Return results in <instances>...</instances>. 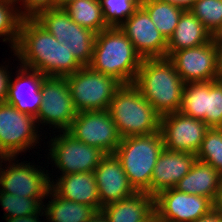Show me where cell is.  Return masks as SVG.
<instances>
[{
    "instance_id": "1",
    "label": "cell",
    "mask_w": 222,
    "mask_h": 222,
    "mask_svg": "<svg viewBox=\"0 0 222 222\" xmlns=\"http://www.w3.org/2000/svg\"><path fill=\"white\" fill-rule=\"evenodd\" d=\"M14 54L21 66L45 76L66 77L83 67L72 52L34 18L22 19Z\"/></svg>"
},
{
    "instance_id": "2",
    "label": "cell",
    "mask_w": 222,
    "mask_h": 222,
    "mask_svg": "<svg viewBox=\"0 0 222 222\" xmlns=\"http://www.w3.org/2000/svg\"><path fill=\"white\" fill-rule=\"evenodd\" d=\"M133 84L160 116L180 111L185 82L167 57L143 59Z\"/></svg>"
},
{
    "instance_id": "3",
    "label": "cell",
    "mask_w": 222,
    "mask_h": 222,
    "mask_svg": "<svg viewBox=\"0 0 222 222\" xmlns=\"http://www.w3.org/2000/svg\"><path fill=\"white\" fill-rule=\"evenodd\" d=\"M142 60L121 29L110 27L96 34L89 67L121 84H130L134 83Z\"/></svg>"
},
{
    "instance_id": "4",
    "label": "cell",
    "mask_w": 222,
    "mask_h": 222,
    "mask_svg": "<svg viewBox=\"0 0 222 222\" xmlns=\"http://www.w3.org/2000/svg\"><path fill=\"white\" fill-rule=\"evenodd\" d=\"M108 111L121 138L159 131L161 116L133 83L117 89Z\"/></svg>"
},
{
    "instance_id": "5",
    "label": "cell",
    "mask_w": 222,
    "mask_h": 222,
    "mask_svg": "<svg viewBox=\"0 0 222 222\" xmlns=\"http://www.w3.org/2000/svg\"><path fill=\"white\" fill-rule=\"evenodd\" d=\"M164 149L160 131L121 138L115 151L130 185L136 192L150 194V183L157 159Z\"/></svg>"
},
{
    "instance_id": "6",
    "label": "cell",
    "mask_w": 222,
    "mask_h": 222,
    "mask_svg": "<svg viewBox=\"0 0 222 222\" xmlns=\"http://www.w3.org/2000/svg\"><path fill=\"white\" fill-rule=\"evenodd\" d=\"M66 79L77 112L108 110L115 92L122 85L89 66H83Z\"/></svg>"
},
{
    "instance_id": "7",
    "label": "cell",
    "mask_w": 222,
    "mask_h": 222,
    "mask_svg": "<svg viewBox=\"0 0 222 222\" xmlns=\"http://www.w3.org/2000/svg\"><path fill=\"white\" fill-rule=\"evenodd\" d=\"M34 19L64 44L82 66H89L96 33L74 22L63 8L39 12Z\"/></svg>"
},
{
    "instance_id": "8",
    "label": "cell",
    "mask_w": 222,
    "mask_h": 222,
    "mask_svg": "<svg viewBox=\"0 0 222 222\" xmlns=\"http://www.w3.org/2000/svg\"><path fill=\"white\" fill-rule=\"evenodd\" d=\"M36 122L33 115L20 112L7 102L0 103V152L5 157H15L36 146Z\"/></svg>"
},
{
    "instance_id": "9",
    "label": "cell",
    "mask_w": 222,
    "mask_h": 222,
    "mask_svg": "<svg viewBox=\"0 0 222 222\" xmlns=\"http://www.w3.org/2000/svg\"><path fill=\"white\" fill-rule=\"evenodd\" d=\"M42 104L36 117L37 123L54 125L68 131L77 111L73 105L66 77L45 76L41 84Z\"/></svg>"
},
{
    "instance_id": "10",
    "label": "cell",
    "mask_w": 222,
    "mask_h": 222,
    "mask_svg": "<svg viewBox=\"0 0 222 222\" xmlns=\"http://www.w3.org/2000/svg\"><path fill=\"white\" fill-rule=\"evenodd\" d=\"M50 141L49 155L62 175L93 172L106 155L99 148L77 140L68 131Z\"/></svg>"
},
{
    "instance_id": "11",
    "label": "cell",
    "mask_w": 222,
    "mask_h": 222,
    "mask_svg": "<svg viewBox=\"0 0 222 222\" xmlns=\"http://www.w3.org/2000/svg\"><path fill=\"white\" fill-rule=\"evenodd\" d=\"M68 132L81 142L114 154L120 144L116 124L108 110L77 112Z\"/></svg>"
},
{
    "instance_id": "12",
    "label": "cell",
    "mask_w": 222,
    "mask_h": 222,
    "mask_svg": "<svg viewBox=\"0 0 222 222\" xmlns=\"http://www.w3.org/2000/svg\"><path fill=\"white\" fill-rule=\"evenodd\" d=\"M210 127L203 121L184 115L181 111L160 117L159 131L164 148L196 155Z\"/></svg>"
},
{
    "instance_id": "13",
    "label": "cell",
    "mask_w": 222,
    "mask_h": 222,
    "mask_svg": "<svg viewBox=\"0 0 222 222\" xmlns=\"http://www.w3.org/2000/svg\"><path fill=\"white\" fill-rule=\"evenodd\" d=\"M167 58L185 83L218 80V49L211 40L198 47L174 51Z\"/></svg>"
},
{
    "instance_id": "14",
    "label": "cell",
    "mask_w": 222,
    "mask_h": 222,
    "mask_svg": "<svg viewBox=\"0 0 222 222\" xmlns=\"http://www.w3.org/2000/svg\"><path fill=\"white\" fill-rule=\"evenodd\" d=\"M212 208L214 203L209 198L183 193L174 188L154 196L155 217L162 222H193Z\"/></svg>"
},
{
    "instance_id": "15",
    "label": "cell",
    "mask_w": 222,
    "mask_h": 222,
    "mask_svg": "<svg viewBox=\"0 0 222 222\" xmlns=\"http://www.w3.org/2000/svg\"><path fill=\"white\" fill-rule=\"evenodd\" d=\"M119 28L132 42L142 59L167 57V40L142 6L137 8Z\"/></svg>"
},
{
    "instance_id": "16",
    "label": "cell",
    "mask_w": 222,
    "mask_h": 222,
    "mask_svg": "<svg viewBox=\"0 0 222 222\" xmlns=\"http://www.w3.org/2000/svg\"><path fill=\"white\" fill-rule=\"evenodd\" d=\"M0 166V192L20 195L28 198H44L49 196L51 181L48 173L38 170L30 163H19ZM3 170V171H2Z\"/></svg>"
},
{
    "instance_id": "17",
    "label": "cell",
    "mask_w": 222,
    "mask_h": 222,
    "mask_svg": "<svg viewBox=\"0 0 222 222\" xmlns=\"http://www.w3.org/2000/svg\"><path fill=\"white\" fill-rule=\"evenodd\" d=\"M93 173L102 207L132 196L136 192L115 154H106Z\"/></svg>"
},
{
    "instance_id": "18",
    "label": "cell",
    "mask_w": 222,
    "mask_h": 222,
    "mask_svg": "<svg viewBox=\"0 0 222 222\" xmlns=\"http://www.w3.org/2000/svg\"><path fill=\"white\" fill-rule=\"evenodd\" d=\"M14 82L10 77L7 102L20 112L33 115L39 114L42 104L41 84L45 75L37 70L20 66ZM32 71V73H31ZM28 85V86H26ZM29 88V89H28Z\"/></svg>"
},
{
    "instance_id": "19",
    "label": "cell",
    "mask_w": 222,
    "mask_h": 222,
    "mask_svg": "<svg viewBox=\"0 0 222 222\" xmlns=\"http://www.w3.org/2000/svg\"><path fill=\"white\" fill-rule=\"evenodd\" d=\"M197 157L194 154L171 151L164 148L153 169L150 195L174 188L176 184L191 170Z\"/></svg>"
},
{
    "instance_id": "20",
    "label": "cell",
    "mask_w": 222,
    "mask_h": 222,
    "mask_svg": "<svg viewBox=\"0 0 222 222\" xmlns=\"http://www.w3.org/2000/svg\"><path fill=\"white\" fill-rule=\"evenodd\" d=\"M56 182H51L50 189L59 197L92 206L96 211L102 209L93 172L61 175Z\"/></svg>"
},
{
    "instance_id": "21",
    "label": "cell",
    "mask_w": 222,
    "mask_h": 222,
    "mask_svg": "<svg viewBox=\"0 0 222 222\" xmlns=\"http://www.w3.org/2000/svg\"><path fill=\"white\" fill-rule=\"evenodd\" d=\"M109 222H149L155 216L154 196L135 192L132 196L102 207Z\"/></svg>"
},
{
    "instance_id": "22",
    "label": "cell",
    "mask_w": 222,
    "mask_h": 222,
    "mask_svg": "<svg viewBox=\"0 0 222 222\" xmlns=\"http://www.w3.org/2000/svg\"><path fill=\"white\" fill-rule=\"evenodd\" d=\"M221 174L211 165L196 160L191 170L176 184L177 191L201 195L213 203L218 194Z\"/></svg>"
},
{
    "instance_id": "23",
    "label": "cell",
    "mask_w": 222,
    "mask_h": 222,
    "mask_svg": "<svg viewBox=\"0 0 222 222\" xmlns=\"http://www.w3.org/2000/svg\"><path fill=\"white\" fill-rule=\"evenodd\" d=\"M210 40L211 33L205 26L190 10H184L173 34L167 41V57L174 51L198 47Z\"/></svg>"
},
{
    "instance_id": "24",
    "label": "cell",
    "mask_w": 222,
    "mask_h": 222,
    "mask_svg": "<svg viewBox=\"0 0 222 222\" xmlns=\"http://www.w3.org/2000/svg\"><path fill=\"white\" fill-rule=\"evenodd\" d=\"M50 196L53 199L49 201L44 209L46 218L51 222H87L96 210L89 205L76 203L56 195L51 189Z\"/></svg>"
},
{
    "instance_id": "25",
    "label": "cell",
    "mask_w": 222,
    "mask_h": 222,
    "mask_svg": "<svg viewBox=\"0 0 222 222\" xmlns=\"http://www.w3.org/2000/svg\"><path fill=\"white\" fill-rule=\"evenodd\" d=\"M63 9L74 22L96 34L110 28L104 19L100 0H74Z\"/></svg>"
},
{
    "instance_id": "26",
    "label": "cell",
    "mask_w": 222,
    "mask_h": 222,
    "mask_svg": "<svg viewBox=\"0 0 222 222\" xmlns=\"http://www.w3.org/2000/svg\"><path fill=\"white\" fill-rule=\"evenodd\" d=\"M141 6L148 12L156 28L168 41L184 10L160 0H142Z\"/></svg>"
},
{
    "instance_id": "27",
    "label": "cell",
    "mask_w": 222,
    "mask_h": 222,
    "mask_svg": "<svg viewBox=\"0 0 222 222\" xmlns=\"http://www.w3.org/2000/svg\"><path fill=\"white\" fill-rule=\"evenodd\" d=\"M180 111L205 123L206 82L184 84Z\"/></svg>"
},
{
    "instance_id": "28",
    "label": "cell",
    "mask_w": 222,
    "mask_h": 222,
    "mask_svg": "<svg viewBox=\"0 0 222 222\" xmlns=\"http://www.w3.org/2000/svg\"><path fill=\"white\" fill-rule=\"evenodd\" d=\"M44 198H28L20 195L0 192V202L4 211L5 217H22L41 213L44 210L42 206Z\"/></svg>"
},
{
    "instance_id": "29",
    "label": "cell",
    "mask_w": 222,
    "mask_h": 222,
    "mask_svg": "<svg viewBox=\"0 0 222 222\" xmlns=\"http://www.w3.org/2000/svg\"><path fill=\"white\" fill-rule=\"evenodd\" d=\"M196 157L222 175V128H210L207 131Z\"/></svg>"
},
{
    "instance_id": "30",
    "label": "cell",
    "mask_w": 222,
    "mask_h": 222,
    "mask_svg": "<svg viewBox=\"0 0 222 222\" xmlns=\"http://www.w3.org/2000/svg\"><path fill=\"white\" fill-rule=\"evenodd\" d=\"M16 0H0V37L6 36L3 41H9L12 50L15 49L18 38L19 28L23 19L18 8L14 9ZM17 11V12H16Z\"/></svg>"
},
{
    "instance_id": "31",
    "label": "cell",
    "mask_w": 222,
    "mask_h": 222,
    "mask_svg": "<svg viewBox=\"0 0 222 222\" xmlns=\"http://www.w3.org/2000/svg\"><path fill=\"white\" fill-rule=\"evenodd\" d=\"M142 0H100L109 27H120L141 6Z\"/></svg>"
},
{
    "instance_id": "32",
    "label": "cell",
    "mask_w": 222,
    "mask_h": 222,
    "mask_svg": "<svg viewBox=\"0 0 222 222\" xmlns=\"http://www.w3.org/2000/svg\"><path fill=\"white\" fill-rule=\"evenodd\" d=\"M205 124L210 128H222V81L206 82Z\"/></svg>"
},
{
    "instance_id": "33",
    "label": "cell",
    "mask_w": 222,
    "mask_h": 222,
    "mask_svg": "<svg viewBox=\"0 0 222 222\" xmlns=\"http://www.w3.org/2000/svg\"><path fill=\"white\" fill-rule=\"evenodd\" d=\"M190 11L210 33L222 24V0H196Z\"/></svg>"
},
{
    "instance_id": "34",
    "label": "cell",
    "mask_w": 222,
    "mask_h": 222,
    "mask_svg": "<svg viewBox=\"0 0 222 222\" xmlns=\"http://www.w3.org/2000/svg\"><path fill=\"white\" fill-rule=\"evenodd\" d=\"M18 3L19 1H23V8L26 11H19L23 18H34L39 12L56 8V0H16Z\"/></svg>"
},
{
    "instance_id": "35",
    "label": "cell",
    "mask_w": 222,
    "mask_h": 222,
    "mask_svg": "<svg viewBox=\"0 0 222 222\" xmlns=\"http://www.w3.org/2000/svg\"><path fill=\"white\" fill-rule=\"evenodd\" d=\"M9 73L5 67H0V103H4L7 99L11 75Z\"/></svg>"
},
{
    "instance_id": "36",
    "label": "cell",
    "mask_w": 222,
    "mask_h": 222,
    "mask_svg": "<svg viewBox=\"0 0 222 222\" xmlns=\"http://www.w3.org/2000/svg\"><path fill=\"white\" fill-rule=\"evenodd\" d=\"M193 222H222V213L212 208L207 214L201 216Z\"/></svg>"
},
{
    "instance_id": "37",
    "label": "cell",
    "mask_w": 222,
    "mask_h": 222,
    "mask_svg": "<svg viewBox=\"0 0 222 222\" xmlns=\"http://www.w3.org/2000/svg\"><path fill=\"white\" fill-rule=\"evenodd\" d=\"M160 1L176 5L177 7H180L183 10H190L196 0H160Z\"/></svg>"
},
{
    "instance_id": "38",
    "label": "cell",
    "mask_w": 222,
    "mask_h": 222,
    "mask_svg": "<svg viewBox=\"0 0 222 222\" xmlns=\"http://www.w3.org/2000/svg\"><path fill=\"white\" fill-rule=\"evenodd\" d=\"M211 41L218 48H222V24L211 33Z\"/></svg>"
},
{
    "instance_id": "39",
    "label": "cell",
    "mask_w": 222,
    "mask_h": 222,
    "mask_svg": "<svg viewBox=\"0 0 222 222\" xmlns=\"http://www.w3.org/2000/svg\"><path fill=\"white\" fill-rule=\"evenodd\" d=\"M39 215L33 214L28 216H22V217H11V218H5L7 222H41L39 221Z\"/></svg>"
},
{
    "instance_id": "40",
    "label": "cell",
    "mask_w": 222,
    "mask_h": 222,
    "mask_svg": "<svg viewBox=\"0 0 222 222\" xmlns=\"http://www.w3.org/2000/svg\"><path fill=\"white\" fill-rule=\"evenodd\" d=\"M214 208L220 213H222V175L220 177V182L218 186V194L214 201Z\"/></svg>"
},
{
    "instance_id": "41",
    "label": "cell",
    "mask_w": 222,
    "mask_h": 222,
    "mask_svg": "<svg viewBox=\"0 0 222 222\" xmlns=\"http://www.w3.org/2000/svg\"><path fill=\"white\" fill-rule=\"evenodd\" d=\"M87 222H109V220L102 210H99Z\"/></svg>"
},
{
    "instance_id": "42",
    "label": "cell",
    "mask_w": 222,
    "mask_h": 222,
    "mask_svg": "<svg viewBox=\"0 0 222 222\" xmlns=\"http://www.w3.org/2000/svg\"><path fill=\"white\" fill-rule=\"evenodd\" d=\"M218 80L222 81V48H218Z\"/></svg>"
},
{
    "instance_id": "43",
    "label": "cell",
    "mask_w": 222,
    "mask_h": 222,
    "mask_svg": "<svg viewBox=\"0 0 222 222\" xmlns=\"http://www.w3.org/2000/svg\"><path fill=\"white\" fill-rule=\"evenodd\" d=\"M74 0H56V5L58 8H63L68 3L72 2Z\"/></svg>"
},
{
    "instance_id": "44",
    "label": "cell",
    "mask_w": 222,
    "mask_h": 222,
    "mask_svg": "<svg viewBox=\"0 0 222 222\" xmlns=\"http://www.w3.org/2000/svg\"><path fill=\"white\" fill-rule=\"evenodd\" d=\"M15 157H5L1 152H0V160H1V163L3 162V160L4 161H9V163H11V161H15V159H14ZM0 163V164H1ZM0 166H2V164L0 165Z\"/></svg>"
},
{
    "instance_id": "45",
    "label": "cell",
    "mask_w": 222,
    "mask_h": 222,
    "mask_svg": "<svg viewBox=\"0 0 222 222\" xmlns=\"http://www.w3.org/2000/svg\"><path fill=\"white\" fill-rule=\"evenodd\" d=\"M153 222H162L160 220H158L155 216L153 217Z\"/></svg>"
}]
</instances>
